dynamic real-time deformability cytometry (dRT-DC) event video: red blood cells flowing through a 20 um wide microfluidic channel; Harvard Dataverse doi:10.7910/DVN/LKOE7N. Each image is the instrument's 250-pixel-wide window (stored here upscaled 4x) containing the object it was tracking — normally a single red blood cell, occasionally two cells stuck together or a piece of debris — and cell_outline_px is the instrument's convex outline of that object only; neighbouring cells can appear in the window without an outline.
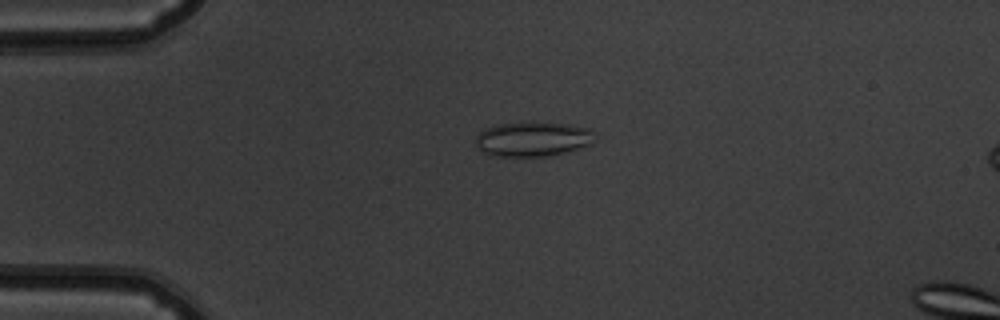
{"species": "common noctule bat (a hibernating species)", "species_latin": "Nyctalus noctula", "temperature_condition": "warm", "stored_images_in_passage": 53, "camera_frame_rate_fps": 3000, "um_per_image_px": 0.085, "animal": {"sex": "male", "body_mass_g": 19.5, "forearm_length_mm": 54.6}, "frame": {"image": 1, "passage_image": 13, "time_ms": 4.0, "image_size_px": [1000, 320], "cell_outline_px": [[596, 140], [592, 144], [568, 152], [548, 156], [488, 156], [476, 148], [476, 136], [484, 128], [496, 124], [532, 120], [568, 124], [588, 128], [596, 136]], "centroid_in_image_um": [45.27, 11.8], "position_along_channel_um": 39.7, "area_um2": 24.97}}
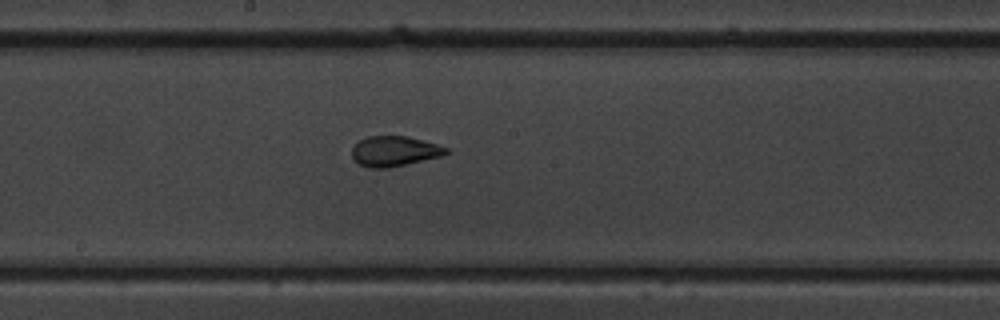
{"frame": {"image": 2, "passage_image": 29, "time_ms": 9.333, "image_size_px": [1000, 320], "cell_outline_px": [[452, 152], [440, 156], [388, 168], [372, 168], [360, 164], [352, 156], [352, 148], [360, 140], [368, 136], [408, 136], [436, 144], [448, 148]], "centroid_in_image_um": [33.54, 12.84], "position_along_channel_um": 214.7, "area_um2": 16.36}}
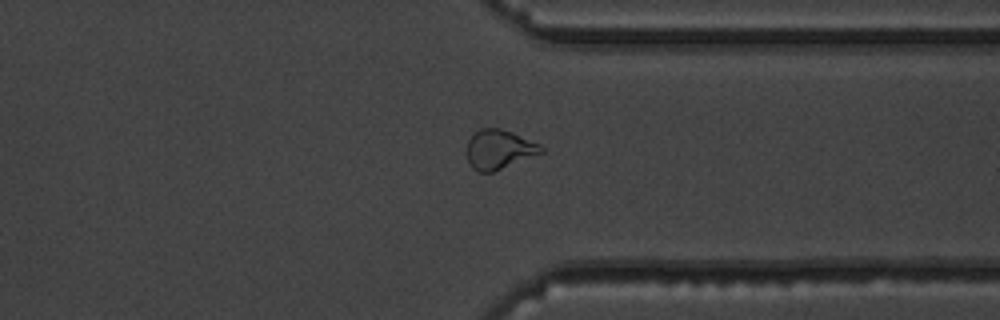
{"frame": {"image": 3, "passage_image": 41, "time_ms": 13.333, "image_size_px": [1000, 320], "cell_outline_px": [[544, 152], [492, 172], [476, 172], [468, 164], [468, 140], [480, 128], [500, 128], [512, 132], [540, 144], [544, 148]], "centroid_in_image_um": [42.42, 12.7], "position_along_channel_um": 369.0, "area_um2": 16.94}, "authors_computed_cell_mechanics": {"area_um2": 18.1492, "velocity_mm_per_s": 3.8701, "shape_relaxation_time_tau1_ms": 6.3528, "shape_relaxation_time_tau2_ms": 0.8997, "deformation_change_tau1": 0.1924, "deformation_change_tau2": 0.0773}}